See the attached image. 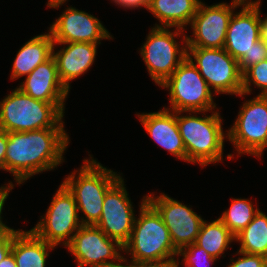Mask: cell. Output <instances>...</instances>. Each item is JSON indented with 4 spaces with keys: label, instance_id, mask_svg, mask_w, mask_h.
I'll list each match as a JSON object with an SVG mask.
<instances>
[{
    "label": "cell",
    "instance_id": "cell-15",
    "mask_svg": "<svg viewBox=\"0 0 267 267\" xmlns=\"http://www.w3.org/2000/svg\"><path fill=\"white\" fill-rule=\"evenodd\" d=\"M49 28L54 43L87 42L101 44L114 39L101 21L85 11L67 7Z\"/></svg>",
    "mask_w": 267,
    "mask_h": 267
},
{
    "label": "cell",
    "instance_id": "cell-8",
    "mask_svg": "<svg viewBox=\"0 0 267 267\" xmlns=\"http://www.w3.org/2000/svg\"><path fill=\"white\" fill-rule=\"evenodd\" d=\"M187 57L197 67L214 94L237 96L242 93L239 62L224 48L187 47Z\"/></svg>",
    "mask_w": 267,
    "mask_h": 267
},
{
    "label": "cell",
    "instance_id": "cell-30",
    "mask_svg": "<svg viewBox=\"0 0 267 267\" xmlns=\"http://www.w3.org/2000/svg\"><path fill=\"white\" fill-rule=\"evenodd\" d=\"M114 267H175V265L170 261H140L130 259L128 262L123 255Z\"/></svg>",
    "mask_w": 267,
    "mask_h": 267
},
{
    "label": "cell",
    "instance_id": "cell-9",
    "mask_svg": "<svg viewBox=\"0 0 267 267\" xmlns=\"http://www.w3.org/2000/svg\"><path fill=\"white\" fill-rule=\"evenodd\" d=\"M243 103L233 126L225 132L239 155L260 158L267 148V96L257 95Z\"/></svg>",
    "mask_w": 267,
    "mask_h": 267
},
{
    "label": "cell",
    "instance_id": "cell-10",
    "mask_svg": "<svg viewBox=\"0 0 267 267\" xmlns=\"http://www.w3.org/2000/svg\"><path fill=\"white\" fill-rule=\"evenodd\" d=\"M78 213L74 195L61 183L44 217L30 230L49 244L66 247L82 225Z\"/></svg>",
    "mask_w": 267,
    "mask_h": 267
},
{
    "label": "cell",
    "instance_id": "cell-31",
    "mask_svg": "<svg viewBox=\"0 0 267 267\" xmlns=\"http://www.w3.org/2000/svg\"><path fill=\"white\" fill-rule=\"evenodd\" d=\"M14 188V184L9 181L8 184L0 187V238L4 236L11 228L2 221V210L9 192Z\"/></svg>",
    "mask_w": 267,
    "mask_h": 267
},
{
    "label": "cell",
    "instance_id": "cell-23",
    "mask_svg": "<svg viewBox=\"0 0 267 267\" xmlns=\"http://www.w3.org/2000/svg\"><path fill=\"white\" fill-rule=\"evenodd\" d=\"M233 241L235 242V236L218 218L209 223L203 221L195 243L212 257L218 259L224 254V251L229 249V245Z\"/></svg>",
    "mask_w": 267,
    "mask_h": 267
},
{
    "label": "cell",
    "instance_id": "cell-19",
    "mask_svg": "<svg viewBox=\"0 0 267 267\" xmlns=\"http://www.w3.org/2000/svg\"><path fill=\"white\" fill-rule=\"evenodd\" d=\"M63 45L55 52V45ZM97 45L87 42L53 43L52 56L54 57L59 78L64 86L70 91V81L87 73L93 65Z\"/></svg>",
    "mask_w": 267,
    "mask_h": 267
},
{
    "label": "cell",
    "instance_id": "cell-33",
    "mask_svg": "<svg viewBox=\"0 0 267 267\" xmlns=\"http://www.w3.org/2000/svg\"><path fill=\"white\" fill-rule=\"evenodd\" d=\"M114 3H116L120 7H124L125 9H135V8H141L144 7L145 9L148 8L149 1L150 0H112Z\"/></svg>",
    "mask_w": 267,
    "mask_h": 267
},
{
    "label": "cell",
    "instance_id": "cell-14",
    "mask_svg": "<svg viewBox=\"0 0 267 267\" xmlns=\"http://www.w3.org/2000/svg\"><path fill=\"white\" fill-rule=\"evenodd\" d=\"M128 195L121 177L106 192L100 220L96 224L109 238L117 240L122 246L129 241L136 219Z\"/></svg>",
    "mask_w": 267,
    "mask_h": 267
},
{
    "label": "cell",
    "instance_id": "cell-6",
    "mask_svg": "<svg viewBox=\"0 0 267 267\" xmlns=\"http://www.w3.org/2000/svg\"><path fill=\"white\" fill-rule=\"evenodd\" d=\"M174 30H170V27H151L146 41L140 48L147 71L158 86L163 84L187 58L185 30L180 28ZM178 36L183 38L185 45L182 44V47L175 40Z\"/></svg>",
    "mask_w": 267,
    "mask_h": 267
},
{
    "label": "cell",
    "instance_id": "cell-17",
    "mask_svg": "<svg viewBox=\"0 0 267 267\" xmlns=\"http://www.w3.org/2000/svg\"><path fill=\"white\" fill-rule=\"evenodd\" d=\"M17 88L36 100L49 103H64L69 93L59 78L53 56L39 64Z\"/></svg>",
    "mask_w": 267,
    "mask_h": 267
},
{
    "label": "cell",
    "instance_id": "cell-13",
    "mask_svg": "<svg viewBox=\"0 0 267 267\" xmlns=\"http://www.w3.org/2000/svg\"><path fill=\"white\" fill-rule=\"evenodd\" d=\"M154 195L153 193L146 195L147 201L161 215L169 230L174 247L179 250L186 245L195 243L204 219L197 215L191 207L167 194Z\"/></svg>",
    "mask_w": 267,
    "mask_h": 267
},
{
    "label": "cell",
    "instance_id": "cell-4",
    "mask_svg": "<svg viewBox=\"0 0 267 267\" xmlns=\"http://www.w3.org/2000/svg\"><path fill=\"white\" fill-rule=\"evenodd\" d=\"M84 158V165L74 170L62 182L74 195L82 225H96L102 213L106 192L122 177L117 172L103 167L92 155ZM77 172V176H76Z\"/></svg>",
    "mask_w": 267,
    "mask_h": 267
},
{
    "label": "cell",
    "instance_id": "cell-11",
    "mask_svg": "<svg viewBox=\"0 0 267 267\" xmlns=\"http://www.w3.org/2000/svg\"><path fill=\"white\" fill-rule=\"evenodd\" d=\"M67 248L79 267H114L124 251L117 240L109 238L96 225H81Z\"/></svg>",
    "mask_w": 267,
    "mask_h": 267
},
{
    "label": "cell",
    "instance_id": "cell-16",
    "mask_svg": "<svg viewBox=\"0 0 267 267\" xmlns=\"http://www.w3.org/2000/svg\"><path fill=\"white\" fill-rule=\"evenodd\" d=\"M260 5L261 2L242 3L241 11L233 12L230 18L224 49L237 61L261 39Z\"/></svg>",
    "mask_w": 267,
    "mask_h": 267
},
{
    "label": "cell",
    "instance_id": "cell-21",
    "mask_svg": "<svg viewBox=\"0 0 267 267\" xmlns=\"http://www.w3.org/2000/svg\"><path fill=\"white\" fill-rule=\"evenodd\" d=\"M55 247L37 237L31 230H14L11 252L17 267H45L49 252Z\"/></svg>",
    "mask_w": 267,
    "mask_h": 267
},
{
    "label": "cell",
    "instance_id": "cell-34",
    "mask_svg": "<svg viewBox=\"0 0 267 267\" xmlns=\"http://www.w3.org/2000/svg\"><path fill=\"white\" fill-rule=\"evenodd\" d=\"M8 133L0 131V169L5 171V156L7 151Z\"/></svg>",
    "mask_w": 267,
    "mask_h": 267
},
{
    "label": "cell",
    "instance_id": "cell-3",
    "mask_svg": "<svg viewBox=\"0 0 267 267\" xmlns=\"http://www.w3.org/2000/svg\"><path fill=\"white\" fill-rule=\"evenodd\" d=\"M64 105L36 100L16 87L0 101V131L64 128Z\"/></svg>",
    "mask_w": 267,
    "mask_h": 267
},
{
    "label": "cell",
    "instance_id": "cell-29",
    "mask_svg": "<svg viewBox=\"0 0 267 267\" xmlns=\"http://www.w3.org/2000/svg\"><path fill=\"white\" fill-rule=\"evenodd\" d=\"M235 255H242L234 261V258H231V264L228 267H267V257L263 255L255 254H246L240 251L236 252Z\"/></svg>",
    "mask_w": 267,
    "mask_h": 267
},
{
    "label": "cell",
    "instance_id": "cell-5",
    "mask_svg": "<svg viewBox=\"0 0 267 267\" xmlns=\"http://www.w3.org/2000/svg\"><path fill=\"white\" fill-rule=\"evenodd\" d=\"M139 206V218L135 219L131 237L123 246V252L133 260L170 261L175 265L178 250L172 244L161 215L145 195Z\"/></svg>",
    "mask_w": 267,
    "mask_h": 267
},
{
    "label": "cell",
    "instance_id": "cell-7",
    "mask_svg": "<svg viewBox=\"0 0 267 267\" xmlns=\"http://www.w3.org/2000/svg\"><path fill=\"white\" fill-rule=\"evenodd\" d=\"M160 87L169 91L170 108L166 109L174 112H210L216 109L213 90L188 57Z\"/></svg>",
    "mask_w": 267,
    "mask_h": 267
},
{
    "label": "cell",
    "instance_id": "cell-28",
    "mask_svg": "<svg viewBox=\"0 0 267 267\" xmlns=\"http://www.w3.org/2000/svg\"><path fill=\"white\" fill-rule=\"evenodd\" d=\"M267 59V43L261 38L238 62L242 74L251 66Z\"/></svg>",
    "mask_w": 267,
    "mask_h": 267
},
{
    "label": "cell",
    "instance_id": "cell-35",
    "mask_svg": "<svg viewBox=\"0 0 267 267\" xmlns=\"http://www.w3.org/2000/svg\"><path fill=\"white\" fill-rule=\"evenodd\" d=\"M0 267H17L15 258L12 252H9L0 262Z\"/></svg>",
    "mask_w": 267,
    "mask_h": 267
},
{
    "label": "cell",
    "instance_id": "cell-24",
    "mask_svg": "<svg viewBox=\"0 0 267 267\" xmlns=\"http://www.w3.org/2000/svg\"><path fill=\"white\" fill-rule=\"evenodd\" d=\"M235 241L240 244L238 251L267 257V215L259 210Z\"/></svg>",
    "mask_w": 267,
    "mask_h": 267
},
{
    "label": "cell",
    "instance_id": "cell-22",
    "mask_svg": "<svg viewBox=\"0 0 267 267\" xmlns=\"http://www.w3.org/2000/svg\"><path fill=\"white\" fill-rule=\"evenodd\" d=\"M200 3L201 0H150L147 10L160 22L155 27L185 30L184 27L191 23Z\"/></svg>",
    "mask_w": 267,
    "mask_h": 267
},
{
    "label": "cell",
    "instance_id": "cell-27",
    "mask_svg": "<svg viewBox=\"0 0 267 267\" xmlns=\"http://www.w3.org/2000/svg\"><path fill=\"white\" fill-rule=\"evenodd\" d=\"M178 259H176L175 264L180 263L179 256L183 257L185 267H207L214 264L217 261L216 258L212 257L207 253L202 247H199L196 243L186 245L180 248L177 253ZM205 263V264H204Z\"/></svg>",
    "mask_w": 267,
    "mask_h": 267
},
{
    "label": "cell",
    "instance_id": "cell-2",
    "mask_svg": "<svg viewBox=\"0 0 267 267\" xmlns=\"http://www.w3.org/2000/svg\"><path fill=\"white\" fill-rule=\"evenodd\" d=\"M182 113L187 112H176V122L186 149V162L202 167L222 162L224 140L228 139V134L222 129L219 110H212L211 115L205 116L203 111V117L196 115L201 112L189 111L185 116Z\"/></svg>",
    "mask_w": 267,
    "mask_h": 267
},
{
    "label": "cell",
    "instance_id": "cell-37",
    "mask_svg": "<svg viewBox=\"0 0 267 267\" xmlns=\"http://www.w3.org/2000/svg\"><path fill=\"white\" fill-rule=\"evenodd\" d=\"M66 1L68 0H48L47 7L58 9L60 6L66 3Z\"/></svg>",
    "mask_w": 267,
    "mask_h": 267
},
{
    "label": "cell",
    "instance_id": "cell-12",
    "mask_svg": "<svg viewBox=\"0 0 267 267\" xmlns=\"http://www.w3.org/2000/svg\"><path fill=\"white\" fill-rule=\"evenodd\" d=\"M241 5L238 0L211 6L201 2L190 23L192 37L186 35L187 47L224 48L230 18Z\"/></svg>",
    "mask_w": 267,
    "mask_h": 267
},
{
    "label": "cell",
    "instance_id": "cell-1",
    "mask_svg": "<svg viewBox=\"0 0 267 267\" xmlns=\"http://www.w3.org/2000/svg\"><path fill=\"white\" fill-rule=\"evenodd\" d=\"M69 139L64 128L8 132L5 171L18 185L35 174L51 171L64 162Z\"/></svg>",
    "mask_w": 267,
    "mask_h": 267
},
{
    "label": "cell",
    "instance_id": "cell-26",
    "mask_svg": "<svg viewBox=\"0 0 267 267\" xmlns=\"http://www.w3.org/2000/svg\"><path fill=\"white\" fill-rule=\"evenodd\" d=\"M252 84L261 90L258 95L267 96V59L249 67L242 74V93L239 96L251 94Z\"/></svg>",
    "mask_w": 267,
    "mask_h": 267
},
{
    "label": "cell",
    "instance_id": "cell-20",
    "mask_svg": "<svg viewBox=\"0 0 267 267\" xmlns=\"http://www.w3.org/2000/svg\"><path fill=\"white\" fill-rule=\"evenodd\" d=\"M53 38L51 33L34 36L18 50L14 59L11 80L30 74L39 64L52 56Z\"/></svg>",
    "mask_w": 267,
    "mask_h": 267
},
{
    "label": "cell",
    "instance_id": "cell-32",
    "mask_svg": "<svg viewBox=\"0 0 267 267\" xmlns=\"http://www.w3.org/2000/svg\"><path fill=\"white\" fill-rule=\"evenodd\" d=\"M14 239V229L11 228L4 236L0 238V262L11 252Z\"/></svg>",
    "mask_w": 267,
    "mask_h": 267
},
{
    "label": "cell",
    "instance_id": "cell-36",
    "mask_svg": "<svg viewBox=\"0 0 267 267\" xmlns=\"http://www.w3.org/2000/svg\"><path fill=\"white\" fill-rule=\"evenodd\" d=\"M261 20V38L267 43V16Z\"/></svg>",
    "mask_w": 267,
    "mask_h": 267
},
{
    "label": "cell",
    "instance_id": "cell-18",
    "mask_svg": "<svg viewBox=\"0 0 267 267\" xmlns=\"http://www.w3.org/2000/svg\"><path fill=\"white\" fill-rule=\"evenodd\" d=\"M137 116L145 131L160 147L186 162V149L176 122V112L164 107L158 112L139 113Z\"/></svg>",
    "mask_w": 267,
    "mask_h": 267
},
{
    "label": "cell",
    "instance_id": "cell-38",
    "mask_svg": "<svg viewBox=\"0 0 267 267\" xmlns=\"http://www.w3.org/2000/svg\"><path fill=\"white\" fill-rule=\"evenodd\" d=\"M242 3H256V2H261V0H238Z\"/></svg>",
    "mask_w": 267,
    "mask_h": 267
},
{
    "label": "cell",
    "instance_id": "cell-25",
    "mask_svg": "<svg viewBox=\"0 0 267 267\" xmlns=\"http://www.w3.org/2000/svg\"><path fill=\"white\" fill-rule=\"evenodd\" d=\"M259 210L258 205L254 208L252 201L248 199L232 198L230 207L223 212L219 219L236 236L254 219Z\"/></svg>",
    "mask_w": 267,
    "mask_h": 267
}]
</instances>
